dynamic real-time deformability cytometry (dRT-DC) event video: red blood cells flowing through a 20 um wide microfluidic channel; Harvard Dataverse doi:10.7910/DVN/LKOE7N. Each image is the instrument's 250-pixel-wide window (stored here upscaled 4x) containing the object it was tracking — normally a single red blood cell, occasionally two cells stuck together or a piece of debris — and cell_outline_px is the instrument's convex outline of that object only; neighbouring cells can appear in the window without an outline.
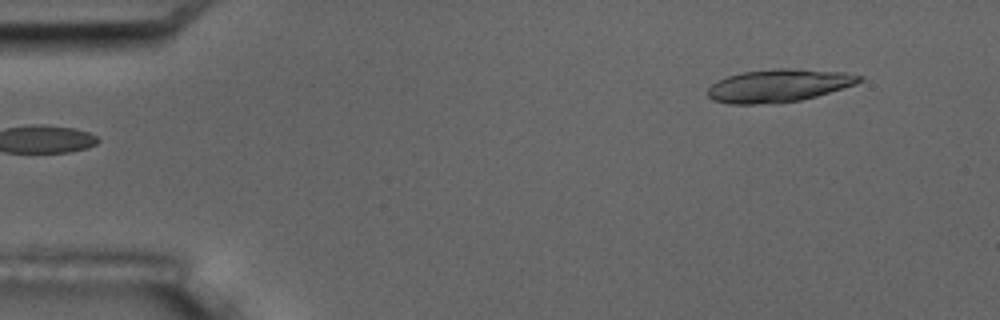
{"species": "common noctule bat (a hibernating species)", "species_latin": "Nyctalus noctula", "temperature_condition": "room temperature", "stored_images_in_passage": 4, "segment_of_instrument_passage": [2, 2], "camera_frame_rate_fps": 3000, "um_per_image_px": 0.085, "animal": {"sex": "male", "body_mass_g": 17.5, "forearm_length_mm": 52.3}, "frame": {"image": 1, "passage_image": 4, "time_ms": 3.333, "image_size_px": [1000, 320], "cell_outline_px": [[864, 80], [856, 84], [816, 96], [800, 100], [752, 104], [728, 104], [712, 100], [708, 96], [708, 88], [712, 84], [728, 76], [740, 72], [772, 68], [788, 68], [844, 72], [864, 76]], "centroid_in_image_um": [66.19, 7.26], "position_along_channel_um": 18.8, "area_um2": 28.9}}